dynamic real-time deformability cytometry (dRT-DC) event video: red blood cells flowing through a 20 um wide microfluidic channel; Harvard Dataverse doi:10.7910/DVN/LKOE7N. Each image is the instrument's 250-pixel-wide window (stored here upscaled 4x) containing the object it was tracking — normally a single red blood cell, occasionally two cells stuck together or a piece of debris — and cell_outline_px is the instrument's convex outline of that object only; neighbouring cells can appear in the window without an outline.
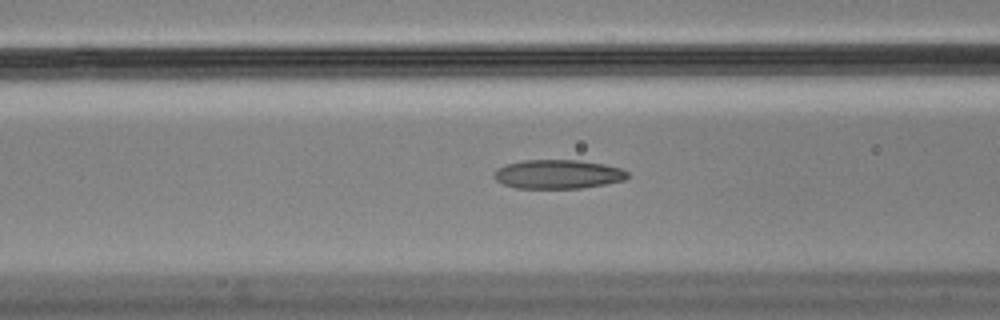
{"species": "Egyptian fruit bat (a non-hibernating species)", "species_latin": "Rousettus aegyptiacus", "temperature_condition": "cold", "stored_images_in_passage": 7, "segment_of_instrument_passage": [2, 2], "camera_frame_rate_fps": 3000, "um_per_image_px": 0.085, "animal": {"sex": "male"}, "frame": {"image": 1, "passage_image": 7, "time_ms": 2.0, "image_size_px": [1000, 320], "cell_outline_px": [[628, 176], [624, 180], [604, 184], [580, 188], [516, 188], [504, 184], [496, 180], [492, 176], [496, 168], [508, 164], [524, 160], [580, 160], [604, 164], [620, 168], [628, 172]], "centroid_in_image_um": [47.4, 14.8], "position_along_channel_um": 119.2, "area_um2": 22.48}}